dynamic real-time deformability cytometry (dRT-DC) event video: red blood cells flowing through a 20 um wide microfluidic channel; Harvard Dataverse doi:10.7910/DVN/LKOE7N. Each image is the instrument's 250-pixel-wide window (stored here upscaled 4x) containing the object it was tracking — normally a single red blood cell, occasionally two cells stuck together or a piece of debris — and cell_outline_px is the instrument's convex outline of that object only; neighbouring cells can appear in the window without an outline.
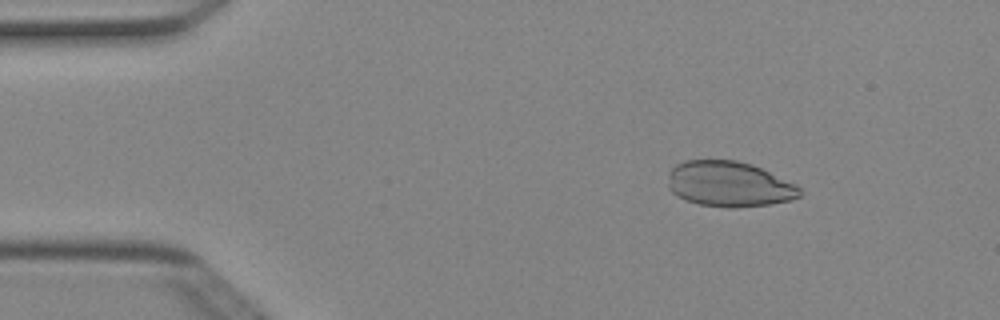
{"species": "Egyptian fruit bat (a non-hibernating species)", "species_latin": "Rousettus aegyptiacus", "temperature_condition": "cold", "stored_images_in_passage": 15, "camera_frame_rate_fps": 3000, "um_per_image_px": 0.085, "animal": {"sex": "female"}, "frame": {"image": 1, "passage_image": 7, "time_ms": 2.0, "image_size_px": [1000, 320], "cell_outline_px": [[800, 196], [792, 200], [768, 204], [736, 208], [728, 208], [700, 204], [676, 196], [668, 188], [668, 172], [676, 164], [684, 160], [736, 160], [752, 164], [796, 184], [800, 188]], "centroid_in_image_um": [61.96, 15.64], "position_along_channel_um": 23.0, "area_um2": 34.97}}